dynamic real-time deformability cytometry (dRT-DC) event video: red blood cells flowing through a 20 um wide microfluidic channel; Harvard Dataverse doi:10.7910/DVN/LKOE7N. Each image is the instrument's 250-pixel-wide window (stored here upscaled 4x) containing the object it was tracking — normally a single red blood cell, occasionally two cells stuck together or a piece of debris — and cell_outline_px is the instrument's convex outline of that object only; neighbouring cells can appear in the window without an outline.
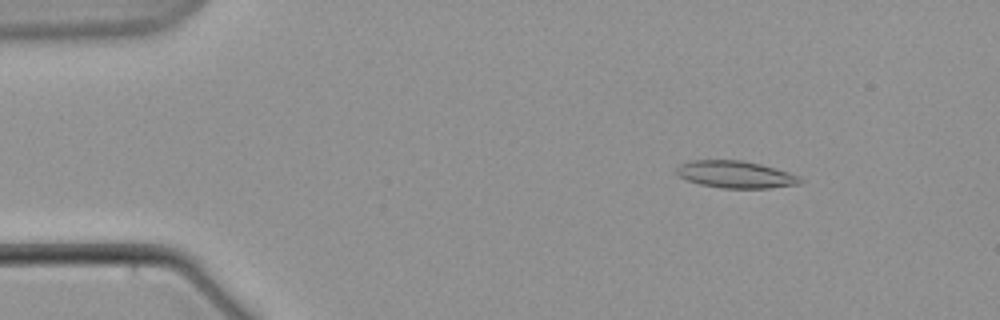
{"species": "common noctule bat (a hibernating species)", "species_latin": "Nyctalus noctula", "temperature_condition": "warm", "stored_images_in_passage": 5, "camera_frame_rate_fps": 3000, "um_per_image_px": 0.085, "animal": {"sex": "male", "body_mass_g": 21.5, "forearm_length_mm": 52.0}, "frame": {"image": 1, "passage_image": 2, "time_ms": 2.0, "image_size_px": [1000, 320], "cell_outline_px": [[804, 180], [800, 184], [768, 188], [720, 188], [700, 184], [688, 180], [680, 176], [676, 172], [676, 168], [680, 164], [692, 160], [740, 160], [760, 164], [788, 172], [800, 176]], "centroid_in_image_um": [62.54, 14.83], "position_along_channel_um": 22.5, "area_um2": 19.48}}
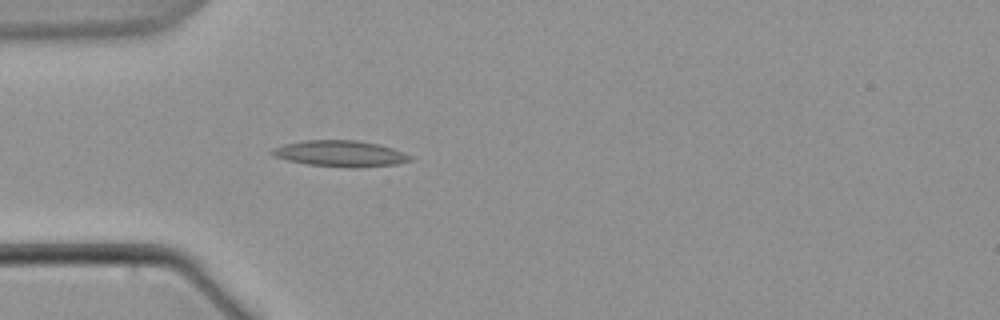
{"frame": {"image": 2, "passage_image": 5, "time_ms": 5.667, "image_size_px": [1000, 320], "cell_outline_px": [[412, 160], [396, 164], [360, 168], [348, 168], [308, 164], [288, 160], [276, 156], [268, 152], [272, 148], [284, 144], [304, 140], [356, 140], [376, 144], [392, 148], [404, 152], [412, 156]], "centroid_in_image_um": [28.93, 13.06], "position_along_channel_um": 56.1, "area_um2": 21.04}}